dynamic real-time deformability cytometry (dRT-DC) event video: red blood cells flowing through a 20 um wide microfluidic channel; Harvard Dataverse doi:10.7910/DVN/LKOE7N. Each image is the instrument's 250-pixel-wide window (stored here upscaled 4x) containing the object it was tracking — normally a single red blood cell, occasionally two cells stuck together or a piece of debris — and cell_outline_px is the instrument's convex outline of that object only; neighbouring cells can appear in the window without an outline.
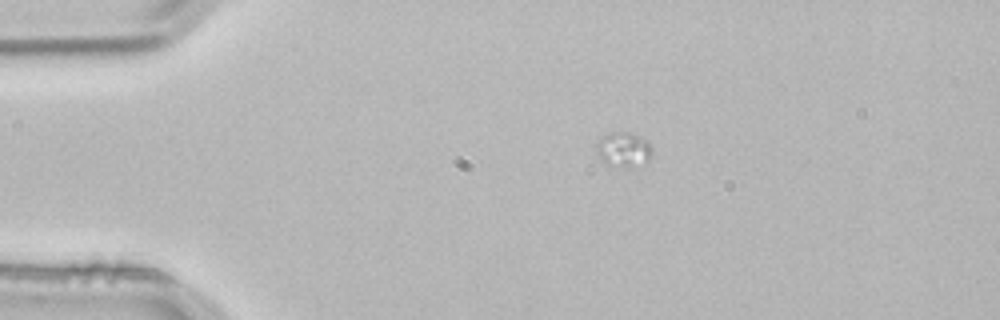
{"species": "common noctule bat (a hibernating species)", "species_latin": "Nyctalus noctula", "temperature_condition": "room temperature", "stored_images_in_passage": 1, "camera_frame_rate_fps": 3000, "um_per_image_px": 0.085, "animal": {"sex": "male", "body_mass_g": 21.5, "forearm_length_mm": 52.0}, "frame": {"image": 1, "passage_image": 1, "time_ms": 0.0, "image_size_px": [1000, 320], "cell_outline_px": [[652, 156], [648, 160], [632, 168], [624, 168], [604, 164], [596, 152], [596, 144], [604, 136], [612, 132], [628, 132], [648, 140], [652, 148]], "centroid_in_image_um": [53.01, 12.74], "position_along_channel_um": 32.0, "area_um2": 11.44}}